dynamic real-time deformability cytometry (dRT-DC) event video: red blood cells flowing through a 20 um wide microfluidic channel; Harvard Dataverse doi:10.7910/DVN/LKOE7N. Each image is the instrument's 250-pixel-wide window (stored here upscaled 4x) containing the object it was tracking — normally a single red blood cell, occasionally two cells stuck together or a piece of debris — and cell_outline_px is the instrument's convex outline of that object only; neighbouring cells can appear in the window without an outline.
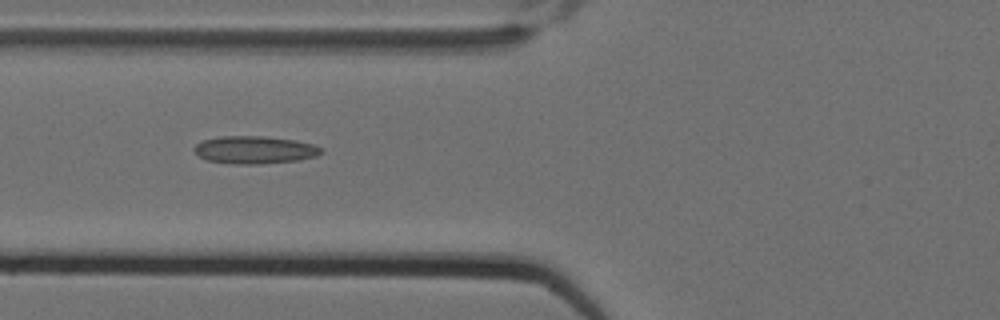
{"species": "Egyptian fruit bat (a non-hibernating species)", "species_latin": "Rousettus aegyptiacus", "temperature_condition": "cold", "stored_images_in_passage": 13, "camera_frame_rate_fps": 3000, "um_per_image_px": 0.085, "animal": {"sex": "female"}, "frame": {"image": 1, "passage_image": 8, "time_ms": 2.333, "image_size_px": [1000, 320], "cell_outline_px": [[324, 152], [316, 156], [300, 160], [260, 164], [232, 164], [208, 160], [200, 156], [192, 148], [196, 144], [204, 140], [220, 136], [264, 136], [296, 140], [312, 144], [324, 148]], "centroid_in_image_um": [21.69, 12.74], "position_along_channel_um": 104.1, "area_um2": 20.58}}
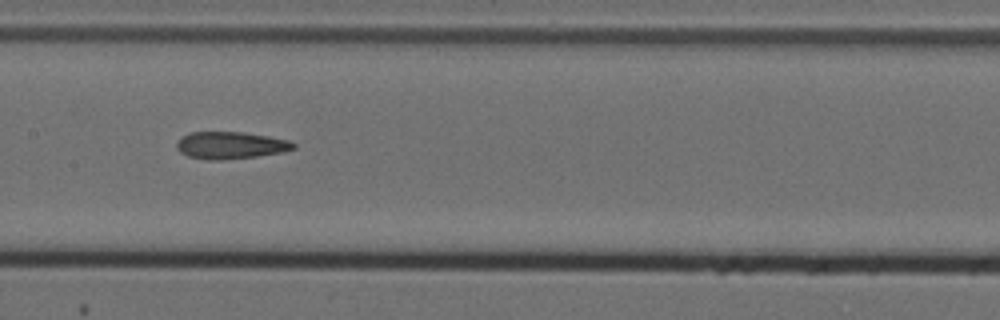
{"frame": {"image": 2, "passage_image": 10, "time_ms": 3.0, "image_size_px": [1000, 320], "cell_outline_px": [[296, 148], [284, 152], [256, 156], [220, 160], [208, 160], [188, 156], [180, 152], [176, 148], [176, 144], [180, 136], [188, 132], [244, 132], [268, 136], [288, 140], [296, 144]], "centroid_in_image_um": [19.58, 12.34], "position_along_channel_um": 187.8, "area_um2": 18.61}}
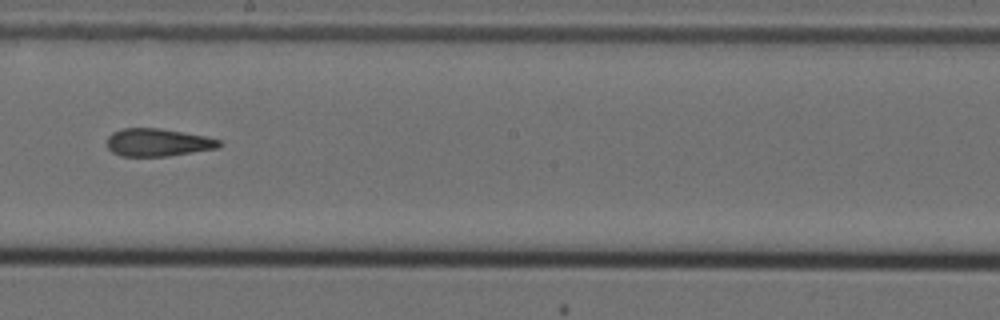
{"frame": {"image": 3, "passage_image": 11, "time_ms": 3.333, "image_size_px": [1000, 320], "cell_outline_px": [[224, 144], [216, 148], [168, 156], [120, 156], [112, 152], [108, 148], [108, 136], [112, 132], [120, 128], [160, 128], [204, 136], [220, 140]], "centroid_in_image_um": [13.39, 12.1], "position_along_channel_um": 234.8, "area_um2": 18.09}}